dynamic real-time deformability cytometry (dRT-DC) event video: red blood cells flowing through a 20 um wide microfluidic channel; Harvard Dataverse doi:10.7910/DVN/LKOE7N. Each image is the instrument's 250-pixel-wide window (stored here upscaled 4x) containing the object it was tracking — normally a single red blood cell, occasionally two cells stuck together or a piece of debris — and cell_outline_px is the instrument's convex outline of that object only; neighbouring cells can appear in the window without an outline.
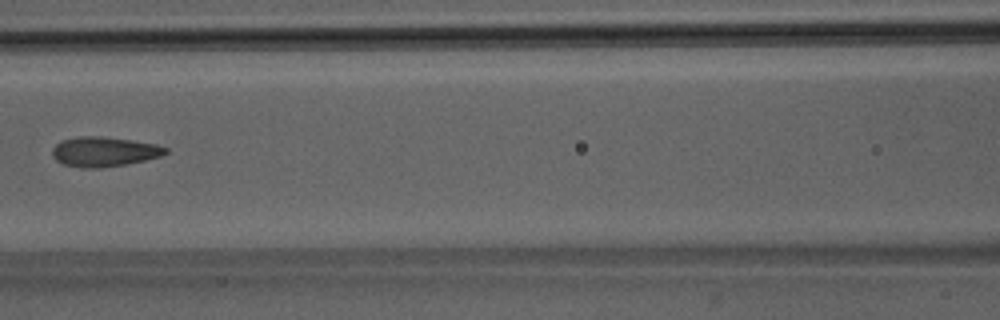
{"species": "Egyptian fruit bat (a non-hibernating species)", "species_latin": "Rousettus aegyptiacus", "temperature_condition": "room temperature", "stored_images_in_passage": 8, "camera_frame_rate_fps": 3000, "um_per_image_px": 0.085, "animal": {"sex": "male"}, "frame": {"image": 1, "passage_image": 7, "time_ms": 7.0, "image_size_px": [1000, 320], "cell_outline_px": [[168, 152], [160, 156], [144, 160], [124, 164], [100, 168], [84, 168], [64, 164], [56, 160], [52, 156], [52, 148], [60, 140], [80, 136], [100, 136], [156, 144], [168, 148]], "centroid_in_image_um": [8.81, 12.89], "position_along_channel_um": 157.8, "area_um2": 19.48}}